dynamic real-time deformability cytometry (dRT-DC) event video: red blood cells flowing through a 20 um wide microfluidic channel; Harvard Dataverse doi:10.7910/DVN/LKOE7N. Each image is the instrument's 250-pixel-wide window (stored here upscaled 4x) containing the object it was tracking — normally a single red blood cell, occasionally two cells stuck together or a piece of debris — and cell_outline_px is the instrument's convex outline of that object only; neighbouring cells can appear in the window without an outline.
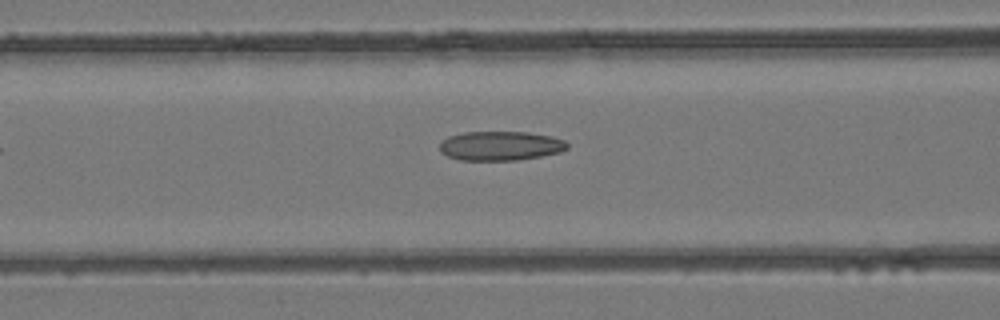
{"species": "common noctule bat (a hibernating species)", "species_latin": "Nyctalus noctula", "temperature_condition": "room temperature", "stored_images_in_passage": 3, "camera_frame_rate_fps": 3000, "um_per_image_px": 0.085, "animal": {"sex": "female", "body_mass_g": 24.6, "forearm_length_mm": 56.2}, "frame": {"image": 1, "passage_image": 3, "time_ms": 2.333, "image_size_px": [1000, 320], "cell_outline_px": [[568, 148], [560, 152], [540, 156], [516, 160], [460, 160], [448, 156], [440, 152], [440, 140], [448, 136], [464, 132], [528, 132], [552, 136], [564, 140], [568, 144]], "centroid_in_image_um": [42.52, 12.39], "position_along_channel_um": 124.1, "area_um2": 21.85}}